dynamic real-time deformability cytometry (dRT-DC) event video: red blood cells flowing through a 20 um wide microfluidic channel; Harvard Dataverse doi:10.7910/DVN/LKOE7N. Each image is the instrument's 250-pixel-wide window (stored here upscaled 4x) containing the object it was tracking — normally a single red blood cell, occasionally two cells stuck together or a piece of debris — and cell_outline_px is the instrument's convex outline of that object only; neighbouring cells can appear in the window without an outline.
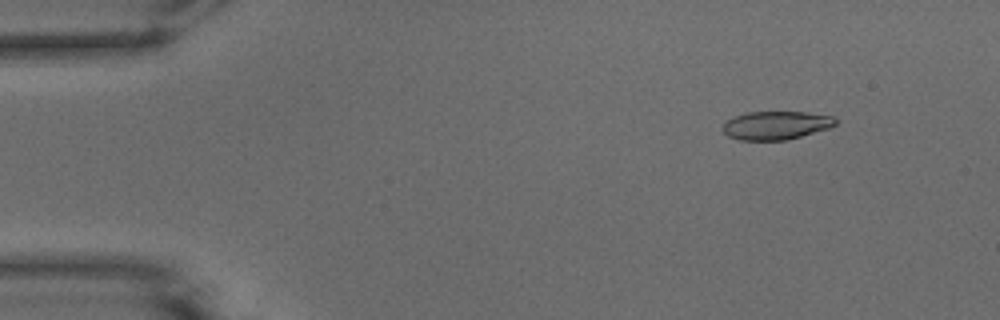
{"species": "common noctule bat (a hibernating species)", "species_latin": "Nyctalus noctula", "temperature_condition": "warm", "stored_images_in_passage": 9, "camera_frame_rate_fps": 3000, "um_per_image_px": 0.085, "animal": {"sex": "male", "body_mass_g": 15.6}, "frame": {"image": 1, "passage_image": 6, "time_ms": 1.667, "image_size_px": [1000, 320], "cell_outline_px": [[836, 124], [828, 128], [788, 140], [740, 140], [728, 136], [724, 132], [724, 120], [748, 112], [808, 112], [832, 116], [836, 120]], "centroid_in_image_um": [65.95, 10.65], "position_along_channel_um": 19.0, "area_um2": 18.55}}